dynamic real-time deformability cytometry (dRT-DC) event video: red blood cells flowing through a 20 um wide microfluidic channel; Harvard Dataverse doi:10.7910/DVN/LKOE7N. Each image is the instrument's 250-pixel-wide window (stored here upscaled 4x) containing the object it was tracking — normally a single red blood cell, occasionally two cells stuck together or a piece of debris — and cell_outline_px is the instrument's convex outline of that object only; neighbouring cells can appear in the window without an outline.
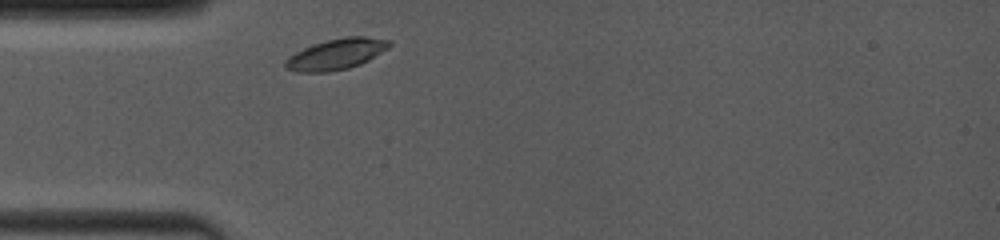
{"species": "common noctule bat (a hibernating species)", "species_latin": "Nyctalus noctula", "temperature_condition": "room temperature", "stored_images_in_passage": 19, "camera_frame_rate_fps": 4000, "um_per_image_px": 0.085, "animal": {"sex": "female", "body_mass_g": 19.0, "forearm_length_mm": 53.3}, "frame": {"image": 1, "passage_image": 1, "time_ms": 0.0, "image_size_px": [1000, 240], "cell_outline_px": [[392, 44], [388, 48], [368, 60], [360, 64], [348, 68], [328, 72], [296, 72], [284, 68], [284, 60], [288, 56], [304, 48], [328, 40], [344, 36], [364, 36], [392, 40]], "centroid_in_image_um": [28.58, 4.6], "position_along_channel_um": 56.4, "area_um2": 18.67}}
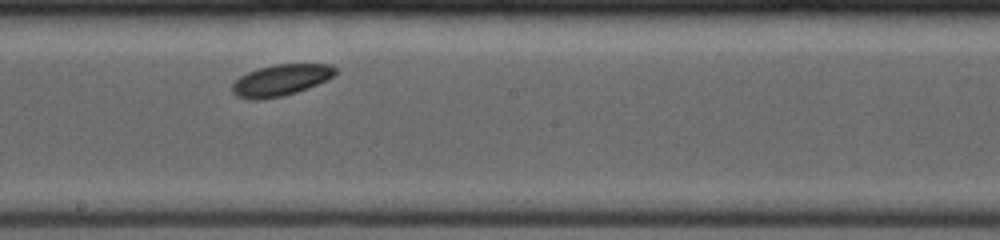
{"frame": {"image": 2, "passage_image": 10, "time_ms": 4.5, "image_size_px": [1000, 240], "cell_outline_px": [[336, 72], [328, 80], [296, 92], [280, 96], [260, 100], [248, 100], [236, 96], [232, 92], [232, 84], [240, 76], [248, 72], [260, 68], [276, 64], [332, 64], [336, 68]], "centroid_in_image_um": [23.85, 6.82], "position_along_channel_um": 224.3, "area_um2": 18.79}}
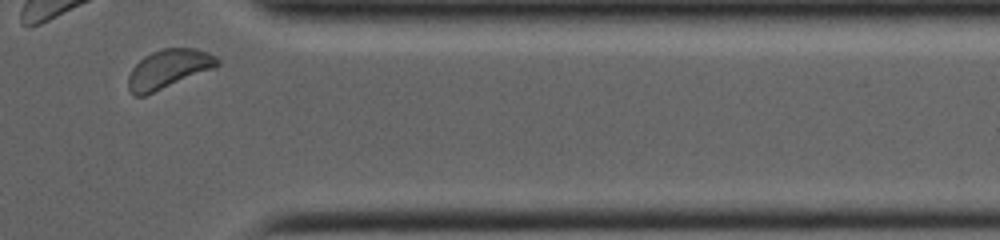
{"frame": {"image": 3, "passage_image": 19, "time_ms": 9.0, "image_size_px": [1000, 240], "cell_outline_px": [[220, 64], [216, 68], [144, 96], [132, 96], [128, 88], [128, 76], [132, 68], [144, 56], [152, 52], [164, 48], [196, 48], [208, 52], [216, 56], [220, 60]], "centroid_in_image_um": [14.34, 5.87], "position_along_channel_um": 397.1, "area_um2": 20.4}, "authors_computed_cell_mechanics": {"area_um2": 18.785, "velocity_mm_per_s": 3.8528, "shape_relaxation_time_tau1_ms": 0.968, "shape_relaxation_time_tau2_ms": null, "deformation_change_tau1": 0.0398, "deformation_change_tau2": null}}